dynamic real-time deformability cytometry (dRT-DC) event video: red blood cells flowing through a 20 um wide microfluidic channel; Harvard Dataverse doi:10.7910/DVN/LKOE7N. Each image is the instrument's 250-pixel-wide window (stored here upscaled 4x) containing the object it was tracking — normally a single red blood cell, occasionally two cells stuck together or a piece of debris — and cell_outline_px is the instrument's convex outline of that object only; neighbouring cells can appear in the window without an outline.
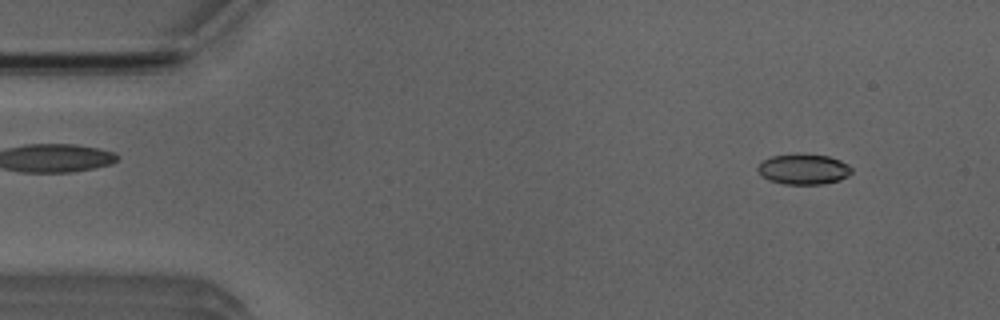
{"species": "Egyptian fruit bat (a non-hibernating species)", "species_latin": "Rousettus aegyptiacus", "temperature_condition": "room temperature", "stored_images_in_passage": 52, "camera_frame_rate_fps": 3000, "um_per_image_px": 0.085, "animal": {"sex": "male"}, "frame": {"image": 1, "passage_image": 4, "time_ms": 1.0, "image_size_px": [1000, 320], "cell_outline_px": [[852, 172], [848, 176], [840, 180], [824, 184], [784, 184], [768, 180], [756, 168], [764, 160], [772, 156], [828, 156], [840, 160], [848, 164], [852, 168]], "centroid_in_image_um": [68.35, 14.42], "position_along_channel_um": 16.6, "area_um2": 16.07}}
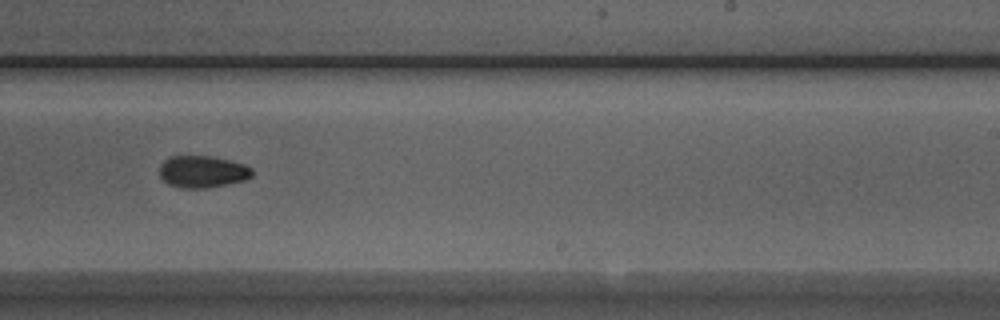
{"frame": {"image": 2, "passage_image": 31, "time_ms": 10.0, "image_size_px": [1000, 320], "cell_outline_px": [[252, 176], [244, 180], [228, 184], [204, 188], [180, 188], [168, 184], [160, 176], [160, 164], [168, 156], [212, 156], [244, 164], [252, 168]], "centroid_in_image_um": [17.19, 14.59], "position_along_channel_um": 271.8, "area_um2": 17.28}}
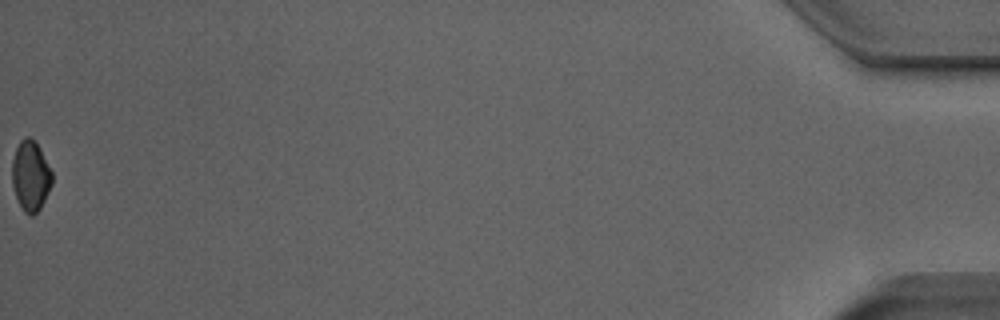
{"frame": {"image": 3, "passage_image": 52, "time_ms": 17.0, "image_size_px": [1000, 320], "cell_outline_px": [[52, 184], [40, 208], [32, 216], [24, 212], [16, 196], [12, 184], [12, 160], [16, 148], [20, 140], [24, 136], [28, 136], [40, 148], [52, 172]], "centroid_in_image_um": [2.59, 14.93], "position_along_channel_um": 432.6, "area_um2": 16.18}, "authors_computed_cell_mechanics": {"area_um2": 17.2244, "velocity_mm_per_s": 3.8575, "shape_relaxation_time_tau1_ms": 2.6418, "shape_relaxation_time_tau2_ms": null, "deformation_change_tau1": 0.0672, "deformation_change_tau2": null}}